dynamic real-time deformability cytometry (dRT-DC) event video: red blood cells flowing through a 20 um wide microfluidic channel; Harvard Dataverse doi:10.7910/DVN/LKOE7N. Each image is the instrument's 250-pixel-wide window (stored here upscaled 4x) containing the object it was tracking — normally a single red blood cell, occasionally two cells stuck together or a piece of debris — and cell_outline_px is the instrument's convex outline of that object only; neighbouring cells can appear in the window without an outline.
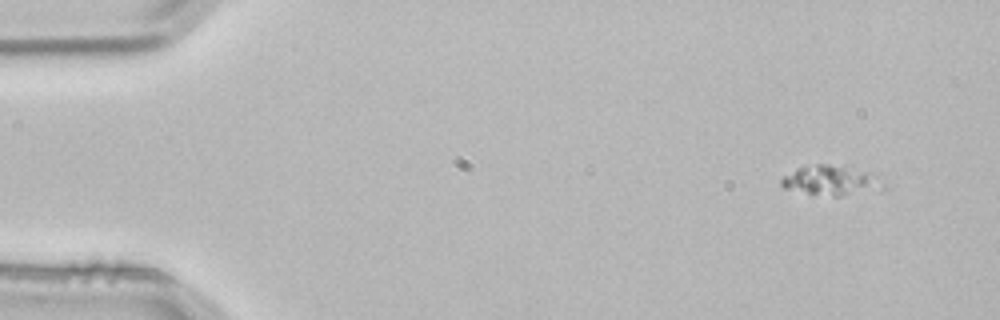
{"species": "common noctule bat (a hibernating species)", "species_latin": "Nyctalus noctula", "temperature_condition": "room temperature", "stored_images_in_passage": 3, "camera_frame_rate_fps": 3000, "um_per_image_px": 0.085, "animal": {"sex": "male", "body_mass_g": 21.5, "forearm_length_mm": 52.0}, "frame": {"image": 1, "passage_image": 1, "time_ms": 0.0, "image_size_px": [1000, 320], "cell_outline_px": [[888, 188], [844, 196], [832, 196], [784, 188], [780, 184], [780, 180], [784, 176], [796, 168], [816, 164], [852, 164], [872, 172]], "centroid_in_image_um": [70.74, 15.29], "position_along_channel_um": 14.3, "area_um2": 18.21}}
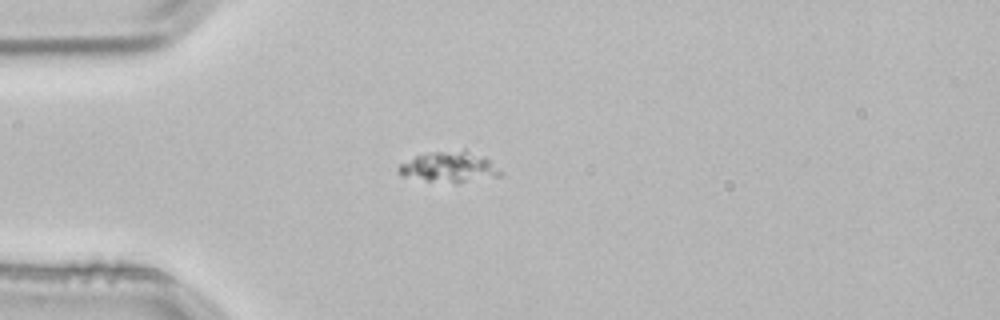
{"frame": {"image": 2, "passage_image": 3, "time_ms": 0.667, "image_size_px": [1000, 320], "cell_outline_px": [[504, 172], [500, 176], [456, 184], [400, 176], [396, 168], [400, 164], [416, 156], [428, 152], [464, 148], [484, 156]], "centroid_in_image_um": [38.22, 14.18], "position_along_channel_um": 46.8, "area_um2": 18.73}}